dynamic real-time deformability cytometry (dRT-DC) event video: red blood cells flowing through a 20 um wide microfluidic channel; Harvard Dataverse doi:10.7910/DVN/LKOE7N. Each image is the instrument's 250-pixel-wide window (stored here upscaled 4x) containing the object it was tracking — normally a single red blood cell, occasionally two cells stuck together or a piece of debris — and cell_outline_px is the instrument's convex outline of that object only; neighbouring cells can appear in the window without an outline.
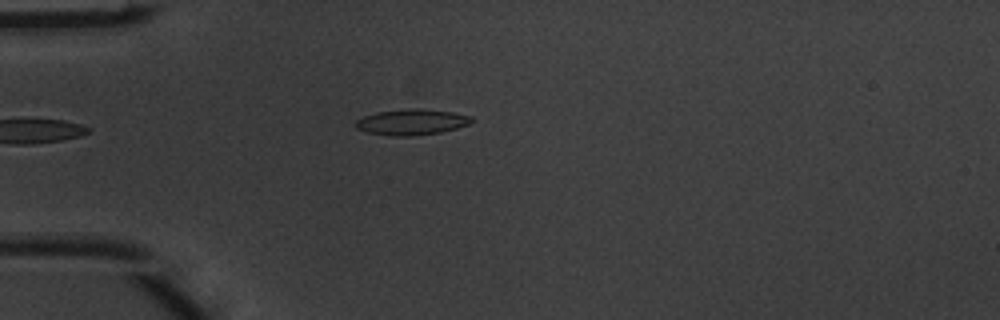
{"species": "common noctule bat (a hibernating species)", "species_latin": "Nyctalus noctula", "temperature_condition": "warm", "stored_images_in_passage": 1, "camera_frame_rate_fps": 3000, "um_per_image_px": 0.085, "animal": {"sex": "male", "body_mass_g": 20.1, "forearm_length_mm": 53.5}, "frame": {"image": 1, "passage_image": 1, "time_ms": 0.0, "image_size_px": [1000, 320], "cell_outline_px": [[472, 120], [468, 124], [456, 128], [440, 132], [412, 136], [388, 136], [368, 132], [356, 128], [356, 120], [364, 116], [376, 112], [404, 108], [420, 108], [452, 112], [472, 116]], "centroid_in_image_um": [34.97, 10.36], "position_along_channel_um": 50.0, "area_um2": 17.46}}